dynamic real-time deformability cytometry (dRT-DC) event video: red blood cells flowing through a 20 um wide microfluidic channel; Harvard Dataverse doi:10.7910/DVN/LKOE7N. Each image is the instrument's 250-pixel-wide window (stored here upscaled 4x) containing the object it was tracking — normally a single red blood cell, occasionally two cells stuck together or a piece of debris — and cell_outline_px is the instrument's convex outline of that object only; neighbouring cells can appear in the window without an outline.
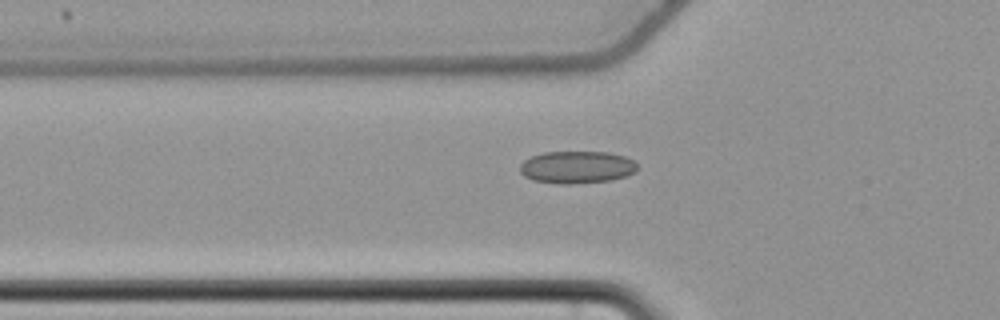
{"species": "common noctule bat (a hibernating species)", "species_latin": "Nyctalus noctula", "temperature_condition": "cold", "stored_images_in_passage": 51, "camera_frame_rate_fps": 3000, "um_per_image_px": 0.085, "animal": {"sex": "female", "body_mass_g": 22.7, "forearm_length_mm": 54.2}, "frame": {"image": 1, "passage_image": 16, "time_ms": 5.0, "image_size_px": [1000, 320], "cell_outline_px": [[636, 172], [628, 176], [612, 180], [572, 184], [560, 184], [532, 180], [524, 176], [520, 172], [520, 164], [524, 160], [532, 156], [544, 152], [608, 152], [624, 156], [632, 160], [636, 164]], "centroid_in_image_um": [49.03, 14.22], "position_along_channel_um": 76.8, "area_um2": 22.25}}
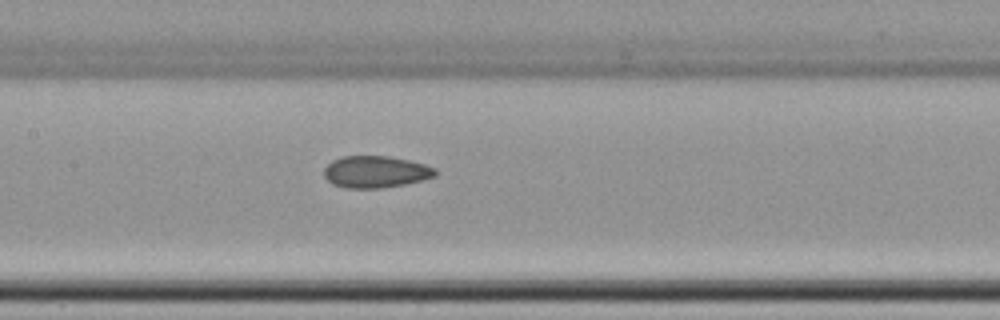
{"frame": {"image": 2, "passage_image": 24, "time_ms": 7.667, "image_size_px": [1000, 320], "cell_outline_px": [[436, 176], [404, 184], [380, 188], [344, 188], [332, 184], [324, 176], [324, 168], [332, 160], [344, 156], [388, 156], [408, 160], [424, 164], [436, 168]], "centroid_in_image_um": [31.9, 14.6], "position_along_channel_um": 175.5, "area_um2": 20.58}}
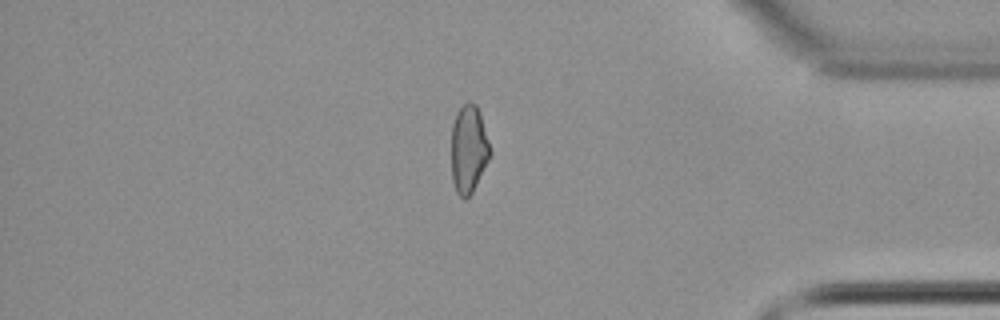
{"frame": {"image": 3, "passage_image": 44, "time_ms": 14.333, "image_size_px": [1000, 320], "cell_outline_px": [[492, 152], [472, 192], [464, 200], [456, 192], [452, 180], [452, 124], [456, 112], [468, 100], [472, 100], [476, 104], [480, 112]], "centroid_in_image_um": [39.83, 12.63], "position_along_channel_um": 395.4, "area_um2": 19.88}}